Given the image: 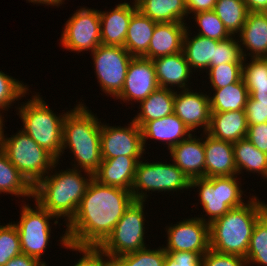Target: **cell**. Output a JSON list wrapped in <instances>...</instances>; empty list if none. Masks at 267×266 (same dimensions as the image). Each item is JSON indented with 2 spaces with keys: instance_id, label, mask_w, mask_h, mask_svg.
<instances>
[{
  "instance_id": "6da1fadb",
  "label": "cell",
  "mask_w": 267,
  "mask_h": 266,
  "mask_svg": "<svg viewBox=\"0 0 267 266\" xmlns=\"http://www.w3.org/2000/svg\"><path fill=\"white\" fill-rule=\"evenodd\" d=\"M134 201L131 191L101 184L93 178L75 216L61 232L58 245L99 247Z\"/></svg>"
},
{
  "instance_id": "7a4b0ae2",
  "label": "cell",
  "mask_w": 267,
  "mask_h": 266,
  "mask_svg": "<svg viewBox=\"0 0 267 266\" xmlns=\"http://www.w3.org/2000/svg\"><path fill=\"white\" fill-rule=\"evenodd\" d=\"M80 101H76L65 116L61 158L57 161L63 163L66 156L63 154L69 151L73 157L69 167L94 174L102 162L100 133L103 118L94 114L82 98Z\"/></svg>"
},
{
  "instance_id": "3957f363",
  "label": "cell",
  "mask_w": 267,
  "mask_h": 266,
  "mask_svg": "<svg viewBox=\"0 0 267 266\" xmlns=\"http://www.w3.org/2000/svg\"><path fill=\"white\" fill-rule=\"evenodd\" d=\"M60 164L57 161L33 187V199L57 219H63L66 226L75 216L93 174L71 167L60 170Z\"/></svg>"
},
{
  "instance_id": "277c9868",
  "label": "cell",
  "mask_w": 267,
  "mask_h": 266,
  "mask_svg": "<svg viewBox=\"0 0 267 266\" xmlns=\"http://www.w3.org/2000/svg\"><path fill=\"white\" fill-rule=\"evenodd\" d=\"M265 201L255 194L243 206L230 209L213 221L209 225L210 248L246 258L255 224L267 211Z\"/></svg>"
},
{
  "instance_id": "5b68a950",
  "label": "cell",
  "mask_w": 267,
  "mask_h": 266,
  "mask_svg": "<svg viewBox=\"0 0 267 266\" xmlns=\"http://www.w3.org/2000/svg\"><path fill=\"white\" fill-rule=\"evenodd\" d=\"M33 92L31 91L32 96L27 99L28 101L24 100L22 103L20 101V104L14 107L17 112L15 115L22 123L20 129L59 160L63 141V123L69 110L64 108L62 113H55L40 92Z\"/></svg>"
},
{
  "instance_id": "8992f818",
  "label": "cell",
  "mask_w": 267,
  "mask_h": 266,
  "mask_svg": "<svg viewBox=\"0 0 267 266\" xmlns=\"http://www.w3.org/2000/svg\"><path fill=\"white\" fill-rule=\"evenodd\" d=\"M243 178L238 175H232L192 179L191 191L192 189L195 191V188H197L195 192L198 194V202L192 204L193 208L196 207L195 209L199 211L198 204H200L201 210L203 209L197 217L210 225L213 221L225 215L230 209L241 207L248 202L254 194L252 193L251 195L249 191L250 195H245L246 190L242 186L244 183L241 181L246 179ZM244 198L249 199L246 200Z\"/></svg>"
},
{
  "instance_id": "52a82bcc",
  "label": "cell",
  "mask_w": 267,
  "mask_h": 266,
  "mask_svg": "<svg viewBox=\"0 0 267 266\" xmlns=\"http://www.w3.org/2000/svg\"><path fill=\"white\" fill-rule=\"evenodd\" d=\"M148 160V161H147ZM141 159L136 167L135 177L131 188V193L135 201H144L152 198V193L158 195L170 194L175 192H191V180L180 170L171 160L157 161L155 159ZM172 162V163H171ZM151 191V192H150ZM163 192V193H162ZM151 195V197H150Z\"/></svg>"
},
{
  "instance_id": "ba28073f",
  "label": "cell",
  "mask_w": 267,
  "mask_h": 266,
  "mask_svg": "<svg viewBox=\"0 0 267 266\" xmlns=\"http://www.w3.org/2000/svg\"><path fill=\"white\" fill-rule=\"evenodd\" d=\"M5 122L7 120L3 121L0 131V147L5 151L12 165L34 187L49 173L57 159L20 128L12 135L4 133L6 132Z\"/></svg>"
},
{
  "instance_id": "9c48e42d",
  "label": "cell",
  "mask_w": 267,
  "mask_h": 266,
  "mask_svg": "<svg viewBox=\"0 0 267 266\" xmlns=\"http://www.w3.org/2000/svg\"><path fill=\"white\" fill-rule=\"evenodd\" d=\"M33 200L34 205H30L26 200L19 204L21 205L19 221H13V223L19 233L21 252L49 266L44 260V255L45 252L48 253V247L51 248L49 243L52 244V240H50L51 233L53 234L52 225L60 227L63 222L60 223L59 219L49 213L35 199ZM42 257L43 259H41Z\"/></svg>"
},
{
  "instance_id": "30bf717a",
  "label": "cell",
  "mask_w": 267,
  "mask_h": 266,
  "mask_svg": "<svg viewBox=\"0 0 267 266\" xmlns=\"http://www.w3.org/2000/svg\"><path fill=\"white\" fill-rule=\"evenodd\" d=\"M146 202L134 201L99 248L112 258L149 247ZM148 223V224H146ZM147 225V226H146ZM147 230V231H146Z\"/></svg>"
},
{
  "instance_id": "8fae6325",
  "label": "cell",
  "mask_w": 267,
  "mask_h": 266,
  "mask_svg": "<svg viewBox=\"0 0 267 266\" xmlns=\"http://www.w3.org/2000/svg\"><path fill=\"white\" fill-rule=\"evenodd\" d=\"M59 40L61 47L78 56L94 51L101 45L99 10L78 6L65 22Z\"/></svg>"
},
{
  "instance_id": "7c38bea8",
  "label": "cell",
  "mask_w": 267,
  "mask_h": 266,
  "mask_svg": "<svg viewBox=\"0 0 267 266\" xmlns=\"http://www.w3.org/2000/svg\"><path fill=\"white\" fill-rule=\"evenodd\" d=\"M94 74L104 96L114 99L125 82L127 69L133 56L120 46L99 45L90 53Z\"/></svg>"
},
{
  "instance_id": "4fadbf2b",
  "label": "cell",
  "mask_w": 267,
  "mask_h": 266,
  "mask_svg": "<svg viewBox=\"0 0 267 266\" xmlns=\"http://www.w3.org/2000/svg\"><path fill=\"white\" fill-rule=\"evenodd\" d=\"M175 223L168 222L164 228V237L167 239L162 247L165 252L188 251L198 253L202 257L210 249L208 223L203 222L195 214L194 217L188 216Z\"/></svg>"
},
{
  "instance_id": "5bb4252c",
  "label": "cell",
  "mask_w": 267,
  "mask_h": 266,
  "mask_svg": "<svg viewBox=\"0 0 267 266\" xmlns=\"http://www.w3.org/2000/svg\"><path fill=\"white\" fill-rule=\"evenodd\" d=\"M111 126L110 123H101V156L102 159H111L119 156L146 157L148 154L143 146L142 130L130 119L127 125Z\"/></svg>"
},
{
  "instance_id": "9a60e30c",
  "label": "cell",
  "mask_w": 267,
  "mask_h": 266,
  "mask_svg": "<svg viewBox=\"0 0 267 266\" xmlns=\"http://www.w3.org/2000/svg\"><path fill=\"white\" fill-rule=\"evenodd\" d=\"M200 90L189 88L175 90L174 114L189 128L192 133H205L210 126L211 110L209 93L203 88ZM198 90V91H197ZM203 90V91H202Z\"/></svg>"
},
{
  "instance_id": "2e32d148",
  "label": "cell",
  "mask_w": 267,
  "mask_h": 266,
  "mask_svg": "<svg viewBox=\"0 0 267 266\" xmlns=\"http://www.w3.org/2000/svg\"><path fill=\"white\" fill-rule=\"evenodd\" d=\"M159 88L151 59L133 57L129 63L122 91L114 98L121 104L137 105ZM123 101V102H122ZM131 103V104H130Z\"/></svg>"
},
{
  "instance_id": "e0dca14e",
  "label": "cell",
  "mask_w": 267,
  "mask_h": 266,
  "mask_svg": "<svg viewBox=\"0 0 267 266\" xmlns=\"http://www.w3.org/2000/svg\"><path fill=\"white\" fill-rule=\"evenodd\" d=\"M125 1L110 10H99L102 45L124 47L132 14L137 10L135 0Z\"/></svg>"
},
{
  "instance_id": "ac0fdd59",
  "label": "cell",
  "mask_w": 267,
  "mask_h": 266,
  "mask_svg": "<svg viewBox=\"0 0 267 266\" xmlns=\"http://www.w3.org/2000/svg\"><path fill=\"white\" fill-rule=\"evenodd\" d=\"M171 161L192 180L205 177L204 133H192L168 151Z\"/></svg>"
},
{
  "instance_id": "d6986e66",
  "label": "cell",
  "mask_w": 267,
  "mask_h": 266,
  "mask_svg": "<svg viewBox=\"0 0 267 266\" xmlns=\"http://www.w3.org/2000/svg\"><path fill=\"white\" fill-rule=\"evenodd\" d=\"M142 139L145 151L149 142L155 141L154 143L160 142L164 148L167 147L169 151L173 146L179 144L184 139L188 138L192 132L183 123L182 120L176 114L148 121L142 128ZM149 141V142H148ZM166 145V146H165Z\"/></svg>"
},
{
  "instance_id": "ffe728a7",
  "label": "cell",
  "mask_w": 267,
  "mask_h": 266,
  "mask_svg": "<svg viewBox=\"0 0 267 266\" xmlns=\"http://www.w3.org/2000/svg\"><path fill=\"white\" fill-rule=\"evenodd\" d=\"M159 87L183 90L194 87V72L186 61L183 51L152 60ZM193 75V76H192ZM193 84V85H192Z\"/></svg>"
},
{
  "instance_id": "44dd1931",
  "label": "cell",
  "mask_w": 267,
  "mask_h": 266,
  "mask_svg": "<svg viewBox=\"0 0 267 266\" xmlns=\"http://www.w3.org/2000/svg\"><path fill=\"white\" fill-rule=\"evenodd\" d=\"M236 36L243 58L267 57V12H248Z\"/></svg>"
},
{
  "instance_id": "7402d4cb",
  "label": "cell",
  "mask_w": 267,
  "mask_h": 266,
  "mask_svg": "<svg viewBox=\"0 0 267 266\" xmlns=\"http://www.w3.org/2000/svg\"><path fill=\"white\" fill-rule=\"evenodd\" d=\"M205 177L237 175L233 143L226 142L204 133Z\"/></svg>"
},
{
  "instance_id": "603a6c76",
  "label": "cell",
  "mask_w": 267,
  "mask_h": 266,
  "mask_svg": "<svg viewBox=\"0 0 267 266\" xmlns=\"http://www.w3.org/2000/svg\"><path fill=\"white\" fill-rule=\"evenodd\" d=\"M144 157L119 156L111 159H102L93 178L108 186H114L131 191L136 167Z\"/></svg>"
},
{
  "instance_id": "cb8c5ba5",
  "label": "cell",
  "mask_w": 267,
  "mask_h": 266,
  "mask_svg": "<svg viewBox=\"0 0 267 266\" xmlns=\"http://www.w3.org/2000/svg\"><path fill=\"white\" fill-rule=\"evenodd\" d=\"M186 28L187 23H156L148 51L143 57L153 60L181 52Z\"/></svg>"
},
{
  "instance_id": "d4e9b609",
  "label": "cell",
  "mask_w": 267,
  "mask_h": 266,
  "mask_svg": "<svg viewBox=\"0 0 267 266\" xmlns=\"http://www.w3.org/2000/svg\"><path fill=\"white\" fill-rule=\"evenodd\" d=\"M190 23L191 21L187 24L184 33L182 51L191 70L194 74L196 73L194 80L196 77V81H198L197 76L202 75L210 67L211 61L214 60V53L218 41L193 34L191 30L194 25L191 23L190 26ZM197 72L199 73L198 75Z\"/></svg>"
},
{
  "instance_id": "484cf974",
  "label": "cell",
  "mask_w": 267,
  "mask_h": 266,
  "mask_svg": "<svg viewBox=\"0 0 267 266\" xmlns=\"http://www.w3.org/2000/svg\"><path fill=\"white\" fill-rule=\"evenodd\" d=\"M248 129L245 110L211 113L207 131L214 138L235 143L246 138Z\"/></svg>"
},
{
  "instance_id": "4316f807",
  "label": "cell",
  "mask_w": 267,
  "mask_h": 266,
  "mask_svg": "<svg viewBox=\"0 0 267 266\" xmlns=\"http://www.w3.org/2000/svg\"><path fill=\"white\" fill-rule=\"evenodd\" d=\"M175 90L159 87L138 105L131 119L142 128L148 121L160 119L174 113Z\"/></svg>"
},
{
  "instance_id": "83f0119b",
  "label": "cell",
  "mask_w": 267,
  "mask_h": 266,
  "mask_svg": "<svg viewBox=\"0 0 267 266\" xmlns=\"http://www.w3.org/2000/svg\"><path fill=\"white\" fill-rule=\"evenodd\" d=\"M233 153L239 177L248 172L249 175H260L261 181L267 182V153L260 151L246 138L233 143Z\"/></svg>"
},
{
  "instance_id": "f1b7e54d",
  "label": "cell",
  "mask_w": 267,
  "mask_h": 266,
  "mask_svg": "<svg viewBox=\"0 0 267 266\" xmlns=\"http://www.w3.org/2000/svg\"><path fill=\"white\" fill-rule=\"evenodd\" d=\"M137 9L157 23H187L186 0H135Z\"/></svg>"
},
{
  "instance_id": "f546056e",
  "label": "cell",
  "mask_w": 267,
  "mask_h": 266,
  "mask_svg": "<svg viewBox=\"0 0 267 266\" xmlns=\"http://www.w3.org/2000/svg\"><path fill=\"white\" fill-rule=\"evenodd\" d=\"M156 23L138 9L132 14L124 48L133 57H143L147 53Z\"/></svg>"
},
{
  "instance_id": "4dcf8cb0",
  "label": "cell",
  "mask_w": 267,
  "mask_h": 266,
  "mask_svg": "<svg viewBox=\"0 0 267 266\" xmlns=\"http://www.w3.org/2000/svg\"><path fill=\"white\" fill-rule=\"evenodd\" d=\"M22 198L21 202L33 199V186L9 161L5 151L0 147V195ZM29 199V200H28ZM23 200V201H22Z\"/></svg>"
},
{
  "instance_id": "1f68e13d",
  "label": "cell",
  "mask_w": 267,
  "mask_h": 266,
  "mask_svg": "<svg viewBox=\"0 0 267 266\" xmlns=\"http://www.w3.org/2000/svg\"><path fill=\"white\" fill-rule=\"evenodd\" d=\"M207 89L211 113L245 110L249 93L243 78L226 87L211 89V92L209 86Z\"/></svg>"
},
{
  "instance_id": "d6a6232c",
  "label": "cell",
  "mask_w": 267,
  "mask_h": 266,
  "mask_svg": "<svg viewBox=\"0 0 267 266\" xmlns=\"http://www.w3.org/2000/svg\"><path fill=\"white\" fill-rule=\"evenodd\" d=\"M243 80L257 104H267V57L244 58Z\"/></svg>"
},
{
  "instance_id": "836d02e7",
  "label": "cell",
  "mask_w": 267,
  "mask_h": 266,
  "mask_svg": "<svg viewBox=\"0 0 267 266\" xmlns=\"http://www.w3.org/2000/svg\"><path fill=\"white\" fill-rule=\"evenodd\" d=\"M213 11L228 32L235 36L243 28L249 12L243 0H217Z\"/></svg>"
},
{
  "instance_id": "e575fe53",
  "label": "cell",
  "mask_w": 267,
  "mask_h": 266,
  "mask_svg": "<svg viewBox=\"0 0 267 266\" xmlns=\"http://www.w3.org/2000/svg\"><path fill=\"white\" fill-rule=\"evenodd\" d=\"M29 87L28 84L0 69V115L2 117H6L7 112L14 105L19 104L21 99L31 94L32 88Z\"/></svg>"
},
{
  "instance_id": "d590c367",
  "label": "cell",
  "mask_w": 267,
  "mask_h": 266,
  "mask_svg": "<svg viewBox=\"0 0 267 266\" xmlns=\"http://www.w3.org/2000/svg\"><path fill=\"white\" fill-rule=\"evenodd\" d=\"M245 260L247 266H267V211L255 224Z\"/></svg>"
},
{
  "instance_id": "8d00e7d4",
  "label": "cell",
  "mask_w": 267,
  "mask_h": 266,
  "mask_svg": "<svg viewBox=\"0 0 267 266\" xmlns=\"http://www.w3.org/2000/svg\"><path fill=\"white\" fill-rule=\"evenodd\" d=\"M190 19H193L192 22L195 21L196 31L194 33L197 35L217 41L225 40L232 36L213 10L197 12L188 18V22Z\"/></svg>"
},
{
  "instance_id": "74e56055",
  "label": "cell",
  "mask_w": 267,
  "mask_h": 266,
  "mask_svg": "<svg viewBox=\"0 0 267 266\" xmlns=\"http://www.w3.org/2000/svg\"><path fill=\"white\" fill-rule=\"evenodd\" d=\"M146 247L144 249L117 256L115 266H165L167 253L160 245L158 248Z\"/></svg>"
},
{
  "instance_id": "f35d334b",
  "label": "cell",
  "mask_w": 267,
  "mask_h": 266,
  "mask_svg": "<svg viewBox=\"0 0 267 266\" xmlns=\"http://www.w3.org/2000/svg\"><path fill=\"white\" fill-rule=\"evenodd\" d=\"M205 76L211 89H220L230 84L239 82L243 77V63H226L217 66H210L205 71Z\"/></svg>"
},
{
  "instance_id": "ab89813d",
  "label": "cell",
  "mask_w": 267,
  "mask_h": 266,
  "mask_svg": "<svg viewBox=\"0 0 267 266\" xmlns=\"http://www.w3.org/2000/svg\"><path fill=\"white\" fill-rule=\"evenodd\" d=\"M20 237L15 224L0 223V266L5 264L13 257L21 254Z\"/></svg>"
},
{
  "instance_id": "60d3db41",
  "label": "cell",
  "mask_w": 267,
  "mask_h": 266,
  "mask_svg": "<svg viewBox=\"0 0 267 266\" xmlns=\"http://www.w3.org/2000/svg\"><path fill=\"white\" fill-rule=\"evenodd\" d=\"M65 249L79 254L71 266H115L114 259L103 252L99 247H79L68 244ZM70 266V265H69Z\"/></svg>"
},
{
  "instance_id": "b9f144b4",
  "label": "cell",
  "mask_w": 267,
  "mask_h": 266,
  "mask_svg": "<svg viewBox=\"0 0 267 266\" xmlns=\"http://www.w3.org/2000/svg\"><path fill=\"white\" fill-rule=\"evenodd\" d=\"M243 60L238 38L232 35L225 40L218 41L214 53V60L211 61L210 66L226 63H243Z\"/></svg>"
},
{
  "instance_id": "7bdbcfd3",
  "label": "cell",
  "mask_w": 267,
  "mask_h": 266,
  "mask_svg": "<svg viewBox=\"0 0 267 266\" xmlns=\"http://www.w3.org/2000/svg\"><path fill=\"white\" fill-rule=\"evenodd\" d=\"M201 266H247L242 256L223 254L211 248L201 257Z\"/></svg>"
},
{
  "instance_id": "ee69618b",
  "label": "cell",
  "mask_w": 267,
  "mask_h": 266,
  "mask_svg": "<svg viewBox=\"0 0 267 266\" xmlns=\"http://www.w3.org/2000/svg\"><path fill=\"white\" fill-rule=\"evenodd\" d=\"M166 253L165 266H201V256L198 253L188 251Z\"/></svg>"
},
{
  "instance_id": "f6af8a7d",
  "label": "cell",
  "mask_w": 267,
  "mask_h": 266,
  "mask_svg": "<svg viewBox=\"0 0 267 266\" xmlns=\"http://www.w3.org/2000/svg\"><path fill=\"white\" fill-rule=\"evenodd\" d=\"M245 114L248 125L266 123L267 104H257V101L249 96L245 106Z\"/></svg>"
},
{
  "instance_id": "bcb514c9",
  "label": "cell",
  "mask_w": 267,
  "mask_h": 266,
  "mask_svg": "<svg viewBox=\"0 0 267 266\" xmlns=\"http://www.w3.org/2000/svg\"><path fill=\"white\" fill-rule=\"evenodd\" d=\"M246 139L260 151L267 153V122L248 125Z\"/></svg>"
},
{
  "instance_id": "7dc6e473",
  "label": "cell",
  "mask_w": 267,
  "mask_h": 266,
  "mask_svg": "<svg viewBox=\"0 0 267 266\" xmlns=\"http://www.w3.org/2000/svg\"><path fill=\"white\" fill-rule=\"evenodd\" d=\"M217 0H186L188 17L201 11H211L214 9Z\"/></svg>"
},
{
  "instance_id": "c3c4849f",
  "label": "cell",
  "mask_w": 267,
  "mask_h": 266,
  "mask_svg": "<svg viewBox=\"0 0 267 266\" xmlns=\"http://www.w3.org/2000/svg\"><path fill=\"white\" fill-rule=\"evenodd\" d=\"M5 266H46L42 261L28 256L26 254H19L11 258Z\"/></svg>"
},
{
  "instance_id": "681fc988",
  "label": "cell",
  "mask_w": 267,
  "mask_h": 266,
  "mask_svg": "<svg viewBox=\"0 0 267 266\" xmlns=\"http://www.w3.org/2000/svg\"><path fill=\"white\" fill-rule=\"evenodd\" d=\"M249 12H267V0H243Z\"/></svg>"
},
{
  "instance_id": "f907efd6",
  "label": "cell",
  "mask_w": 267,
  "mask_h": 266,
  "mask_svg": "<svg viewBox=\"0 0 267 266\" xmlns=\"http://www.w3.org/2000/svg\"><path fill=\"white\" fill-rule=\"evenodd\" d=\"M28 3H32L33 5H43L45 6H51L52 8H61L62 5L65 4L66 0H26Z\"/></svg>"
},
{
  "instance_id": "816d5d0a",
  "label": "cell",
  "mask_w": 267,
  "mask_h": 266,
  "mask_svg": "<svg viewBox=\"0 0 267 266\" xmlns=\"http://www.w3.org/2000/svg\"><path fill=\"white\" fill-rule=\"evenodd\" d=\"M4 120H6V118L0 115V131Z\"/></svg>"
}]
</instances>
